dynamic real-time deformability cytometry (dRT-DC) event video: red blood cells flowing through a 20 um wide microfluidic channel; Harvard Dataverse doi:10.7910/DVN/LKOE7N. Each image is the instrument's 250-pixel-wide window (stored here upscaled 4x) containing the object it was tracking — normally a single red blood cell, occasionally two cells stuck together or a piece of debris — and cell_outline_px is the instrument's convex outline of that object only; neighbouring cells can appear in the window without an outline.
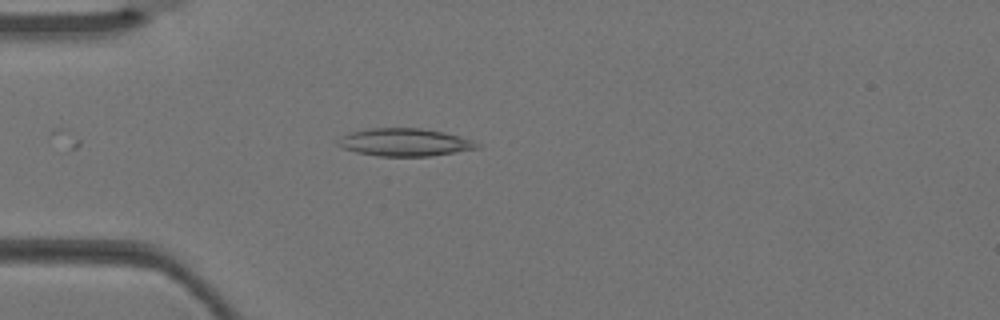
{"species": "Egyptian fruit bat (a non-hibernating species)", "species_latin": "Rousettus aegyptiacus", "temperature_condition": "warm", "stored_images_in_passage": 3, "camera_frame_rate_fps": 3000, "um_per_image_px": 0.085, "animal": {"sex": "female"}, "frame": {"image": 1, "passage_image": 3, "time_ms": 0.667, "image_size_px": [1000, 320], "cell_outline_px": [[480, 148], [432, 156], [380, 156], [356, 152], [344, 148], [336, 144], [340, 136], [352, 132], [368, 128], [420, 128], [444, 132], [460, 136], [472, 140], [480, 144]], "centroid_in_image_um": [34.41, 12.09], "position_along_channel_um": 50.6, "area_um2": 22.48}}